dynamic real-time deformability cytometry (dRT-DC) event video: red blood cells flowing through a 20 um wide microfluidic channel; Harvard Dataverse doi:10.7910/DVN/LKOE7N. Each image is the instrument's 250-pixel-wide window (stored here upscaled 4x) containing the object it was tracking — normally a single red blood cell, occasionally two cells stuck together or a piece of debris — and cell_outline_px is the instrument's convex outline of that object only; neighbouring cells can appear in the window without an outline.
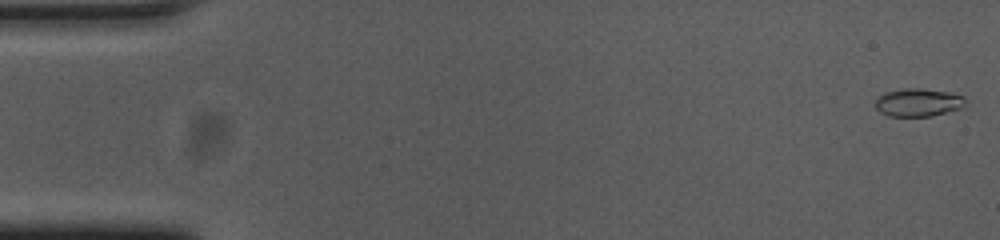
{"species": "common noctule bat (a hibernating species)", "species_latin": "Nyctalus noctula", "temperature_condition": "cold", "stored_images_in_passage": 55, "camera_frame_rate_fps": 3000, "um_per_image_px": 0.085, "animal": {"sex": "female", "body_mass_g": 23.0, "forearm_length_mm": 53.4}, "frame": {"image": 1, "passage_image": 1, "time_ms": 0.0, "image_size_px": [1000, 240], "cell_outline_px": [[964, 108], [932, 116], [888, 116], [880, 112], [876, 108], [876, 100], [884, 92], [904, 88], [920, 88], [948, 92], [964, 96]], "centroid_in_image_um": [78.06, 8.71], "position_along_channel_um": 6.9, "area_um2": 14.74}}
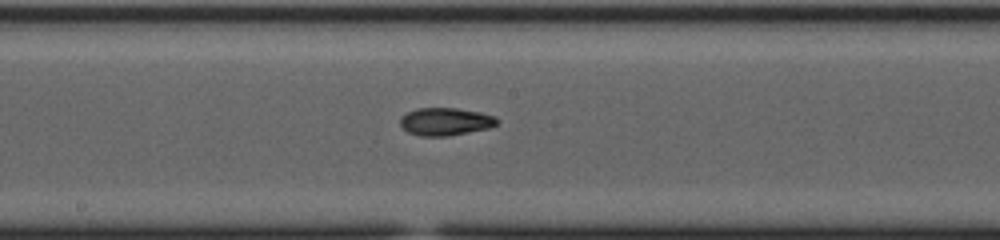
{"frame": {"image": 2, "passage_image": 29, "time_ms": 9.333, "image_size_px": [1000, 240], "cell_outline_px": [[500, 120], [496, 124], [488, 128], [448, 136], [420, 136], [408, 132], [400, 124], [400, 116], [416, 108], [456, 108], [480, 112], [496, 116]], "centroid_in_image_um": [37.86, 10.33], "position_along_channel_um": 210.3, "area_um2": 15.66}}
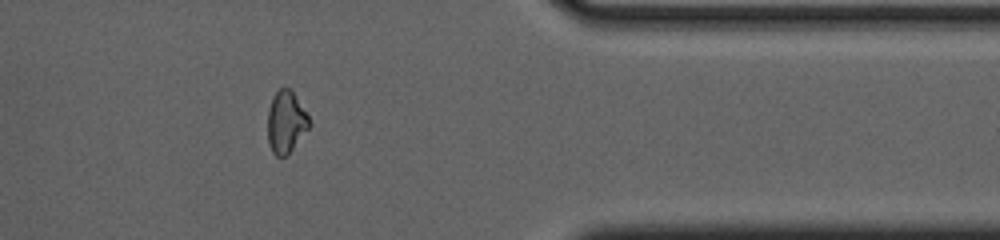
{"frame": {"image": 3, "passage_image": 45, "time_ms": 14.667, "image_size_px": [1000, 240], "cell_outline_px": [[312, 124], [292, 148], [284, 156], [276, 156], [272, 152], [268, 144], [268, 108], [272, 96], [284, 84], [292, 92], [308, 116]], "centroid_in_image_um": [24.28, 10.35], "position_along_channel_um": 387.1, "area_um2": 14.85}, "authors_computed_cell_mechanics": {"area_um2": 15.5482, "velocity_mm_per_s": 3.682, "shape_relaxation_time_tau1_ms": 6.4479, "shape_relaxation_time_tau2_ms": 3.0382, "deformation_change_tau1": 0.1686, "deformation_change_tau2": 0.0786}}